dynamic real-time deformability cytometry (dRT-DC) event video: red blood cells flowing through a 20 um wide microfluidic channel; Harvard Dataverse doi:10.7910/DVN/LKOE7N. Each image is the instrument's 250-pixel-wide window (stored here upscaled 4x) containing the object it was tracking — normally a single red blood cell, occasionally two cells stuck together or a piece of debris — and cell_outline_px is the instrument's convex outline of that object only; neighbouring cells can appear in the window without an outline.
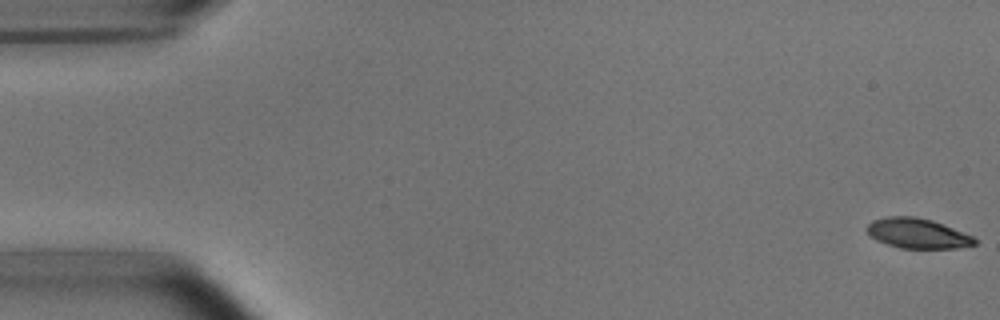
{"species": "common noctule bat (a hibernating species)", "species_latin": "Nyctalus noctula", "temperature_condition": "room temperature", "stored_images_in_passage": 51, "camera_frame_rate_fps": 3000, "um_per_image_px": 0.085, "animal": {"sex": "male", "body_mass_g": 15.6}, "frame": {"image": 1, "passage_image": 1, "time_ms": 0.0, "image_size_px": [1000, 320], "cell_outline_px": [[976, 244], [956, 248], [900, 248], [876, 240], [864, 228], [872, 220], [884, 216], [916, 216], [932, 220], [972, 236], [976, 240]], "centroid_in_image_um": [77.94, 19.82], "position_along_channel_um": 7.1, "area_um2": 18.73}}
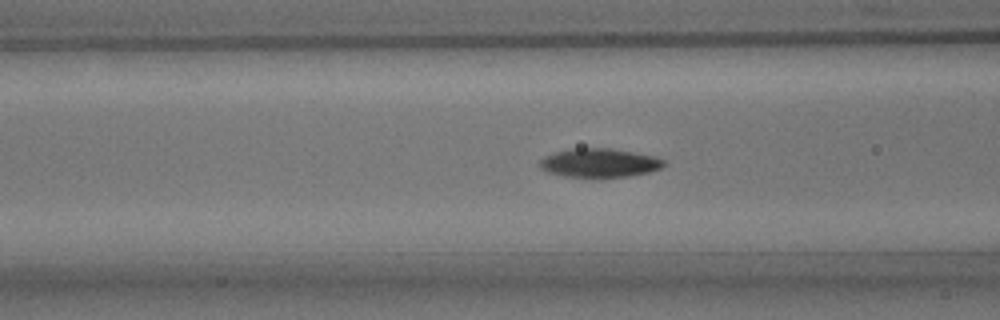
{"frame": {"image": 2, "passage_image": 21, "time_ms": 6.667, "image_size_px": [1000, 320], "cell_outline_px": [[668, 164], [660, 168], [648, 172], [628, 176], [600, 180], [592, 180], [564, 176], [548, 172], [540, 168], [540, 160], [544, 156], [556, 152], [576, 148], [608, 148], [656, 156], [664, 160]], "centroid_in_image_um": [50.96, 13.89], "position_along_channel_um": 115.6, "area_um2": 21.5}}
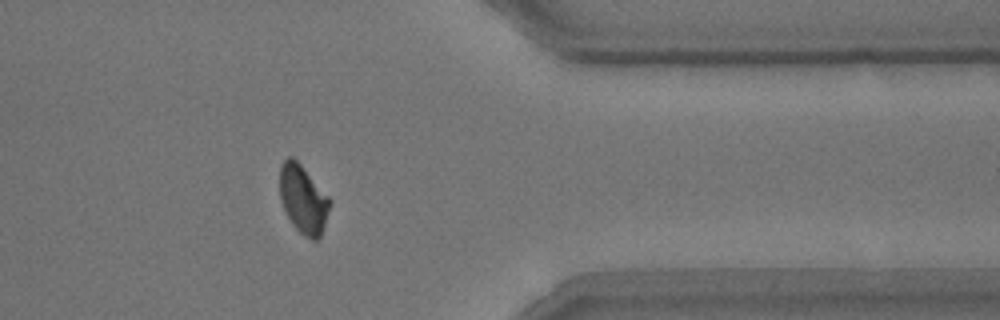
{"frame": {"image": 3, "passage_image": 44, "time_ms": 14.333, "image_size_px": [1000, 320], "cell_outline_px": [[332, 204], [324, 228], [320, 236], [316, 240], [312, 240], [304, 236], [292, 224], [284, 208], [280, 196], [280, 164], [288, 156], [292, 156], [300, 164], [332, 200]], "centroid_in_image_um": [25.79, 16.94], "position_along_channel_um": 385.6, "area_um2": 19.94}}